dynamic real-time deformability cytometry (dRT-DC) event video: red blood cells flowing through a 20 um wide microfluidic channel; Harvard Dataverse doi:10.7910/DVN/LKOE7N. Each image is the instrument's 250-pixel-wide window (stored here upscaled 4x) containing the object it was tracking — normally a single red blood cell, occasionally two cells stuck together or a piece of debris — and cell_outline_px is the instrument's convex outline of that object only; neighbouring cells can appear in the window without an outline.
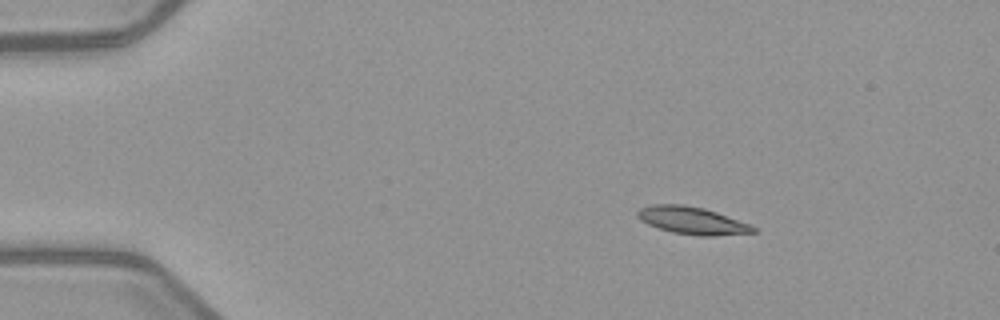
{"species": "common noctule bat (a hibernating species)", "species_latin": "Nyctalus noctula", "temperature_condition": "warm", "stored_images_in_passage": 5, "camera_frame_rate_fps": 3000, "um_per_image_px": 0.085, "animal": {"sex": "female", "body_mass_g": 21.9}, "frame": {"image": 1, "passage_image": 2, "time_ms": 1.333, "image_size_px": [1000, 320], "cell_outline_px": [[756, 232], [712, 236], [700, 236], [672, 232], [648, 224], [640, 220], [636, 216], [636, 212], [640, 208], [652, 204], [684, 204], [704, 208], [752, 224], [756, 228]], "centroid_in_image_um": [58.83, 18.74], "position_along_channel_um": 26.2, "area_um2": 18.55}}
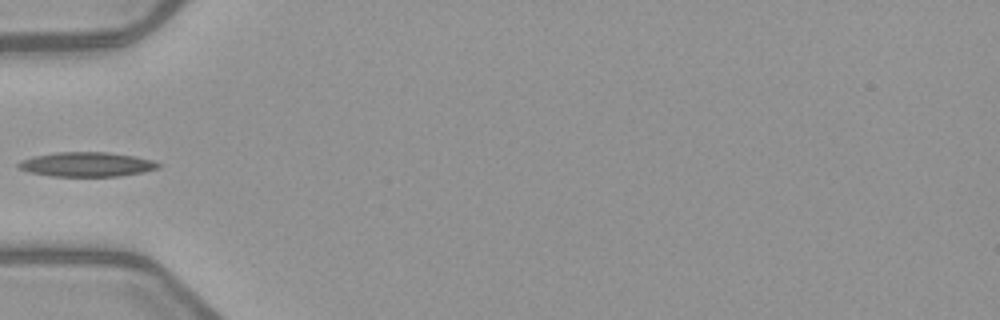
{"frame": {"image": 2, "passage_image": 5, "time_ms": 4.667, "image_size_px": [1000, 320], "cell_outline_px": [[160, 168], [144, 172], [120, 176], [52, 176], [28, 172], [16, 168], [16, 164], [20, 160], [32, 156], [56, 152], [108, 152], [136, 156], [152, 160], [160, 164]], "centroid_in_image_um": [7.34, 13.97], "position_along_channel_um": 77.7, "area_um2": 20.23}}